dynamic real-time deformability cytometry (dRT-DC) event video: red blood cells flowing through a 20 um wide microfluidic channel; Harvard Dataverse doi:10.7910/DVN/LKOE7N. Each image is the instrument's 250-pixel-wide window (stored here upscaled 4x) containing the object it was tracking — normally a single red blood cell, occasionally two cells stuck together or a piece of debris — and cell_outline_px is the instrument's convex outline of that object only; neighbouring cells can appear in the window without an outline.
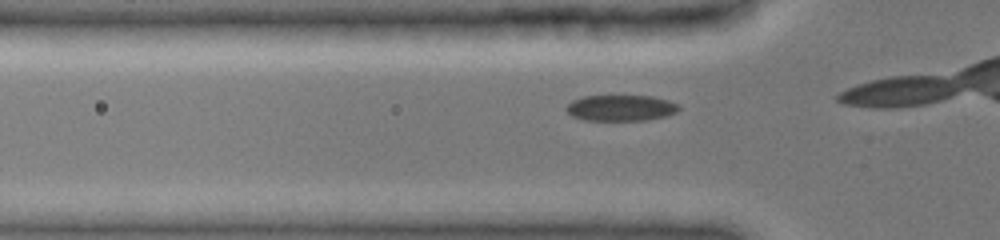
{"species": "common noctule bat (a hibernating species)", "species_latin": "Nyctalus noctula", "temperature_condition": "cold", "stored_images_in_passage": 18, "camera_frame_rate_fps": 3000, "um_per_image_px": 0.085, "animal": {"sex": "female", "body_mass_g": 19.0, "forearm_length_mm": 51.5}, "frame": {"image": 1, "passage_image": 8, "time_ms": 2.333, "image_size_px": [1000, 240], "cell_outline_px": [[680, 108], [676, 112], [668, 116], [648, 120], [584, 120], [572, 116], [564, 108], [572, 100], [584, 96], [652, 96], [668, 100], [680, 104]], "centroid_in_image_um": [52.79, 9.17], "position_along_channel_um": 73.0, "area_um2": 17.17}}